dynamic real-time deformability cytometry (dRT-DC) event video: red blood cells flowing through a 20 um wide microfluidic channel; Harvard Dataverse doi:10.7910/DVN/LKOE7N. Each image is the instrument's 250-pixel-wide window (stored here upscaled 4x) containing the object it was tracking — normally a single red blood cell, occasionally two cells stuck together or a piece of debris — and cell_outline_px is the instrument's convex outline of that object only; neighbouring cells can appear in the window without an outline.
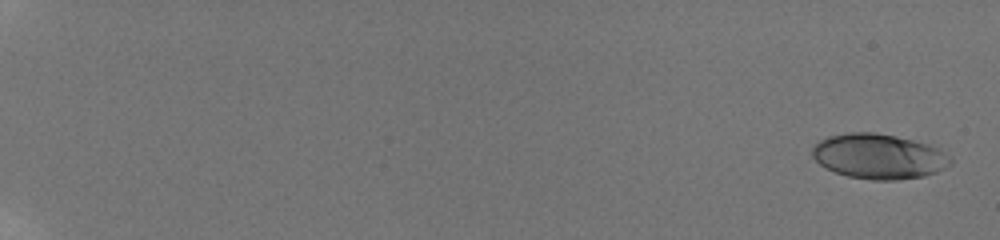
{"species": "human", "species_latin": "Homo sapiens", "temperature_condition": "room temperature", "stored_images_in_passage": 29, "camera_frame_rate_fps": 3000, "um_per_image_px": 0.085, "donor": {"sex": "male"}, "frame": {"image": 1, "passage_image": 1, "time_ms": 0.0, "image_size_px": [1000, 240], "cell_outline_px": [[952, 164], [936, 172], [924, 176], [896, 180], [872, 180], [848, 176], [836, 172], [820, 164], [812, 156], [812, 148], [820, 140], [828, 136], [848, 132], [876, 132], [896, 136], [928, 144], [952, 156]], "centroid_in_image_um": [74.71, 13.29], "position_along_channel_um": 10.3, "area_um2": 36.24}}
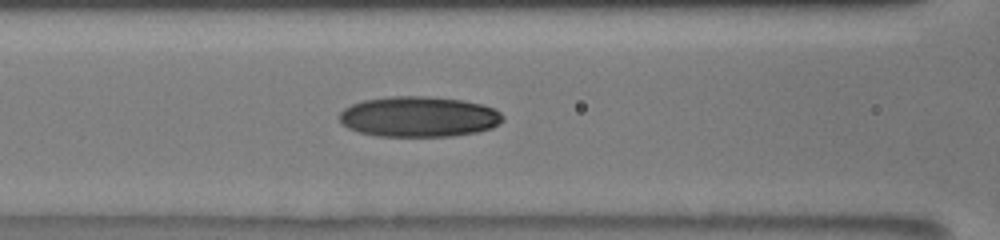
{"frame": {"image": 2, "passage_image": 22, "time_ms": 9.333, "image_size_px": [1000, 240], "cell_outline_px": [[504, 120], [500, 124], [492, 128], [476, 132], [452, 136], [376, 136], [360, 132], [348, 128], [340, 120], [340, 112], [344, 108], [352, 104], [364, 100], [392, 96], [428, 96], [460, 100], [480, 104], [492, 108], [500, 112], [504, 116]], "centroid_in_image_um": [35.61, 9.92], "position_along_channel_um": 131.0, "area_um2": 38.49}}
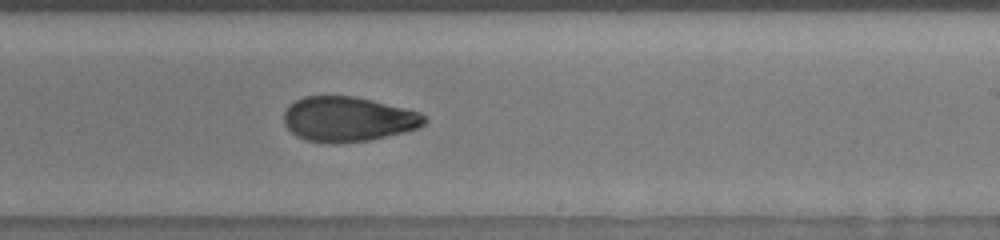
{"frame": {"image": 3, "passage_image": 29, "time_ms": 12.667, "image_size_px": [1000, 240], "cell_outline_px": [[428, 120], [420, 128], [404, 132], [368, 140], [336, 144], [332, 144], [308, 140], [296, 136], [284, 124], [284, 112], [296, 100], [304, 96], [356, 96], [420, 112], [428, 116]], "centroid_in_image_um": [29.61, 10.13], "position_along_channel_um": 259.4, "area_um2": 36.82}}